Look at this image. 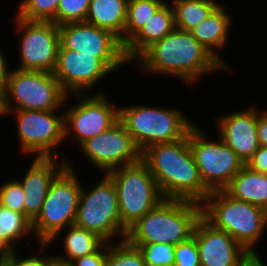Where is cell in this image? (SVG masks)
<instances>
[{
    "instance_id": "6da1fadb",
    "label": "cell",
    "mask_w": 267,
    "mask_h": 266,
    "mask_svg": "<svg viewBox=\"0 0 267 266\" xmlns=\"http://www.w3.org/2000/svg\"><path fill=\"white\" fill-rule=\"evenodd\" d=\"M133 64L134 69H139L144 77H175L191 90L200 84L205 75L228 72L191 32L177 28L149 46Z\"/></svg>"
},
{
    "instance_id": "7a4b0ae2",
    "label": "cell",
    "mask_w": 267,
    "mask_h": 266,
    "mask_svg": "<svg viewBox=\"0 0 267 266\" xmlns=\"http://www.w3.org/2000/svg\"><path fill=\"white\" fill-rule=\"evenodd\" d=\"M164 199L202 203L211 191L204 185L189 146V131L183 139L156 143L142 151Z\"/></svg>"
},
{
    "instance_id": "3957f363",
    "label": "cell",
    "mask_w": 267,
    "mask_h": 266,
    "mask_svg": "<svg viewBox=\"0 0 267 266\" xmlns=\"http://www.w3.org/2000/svg\"><path fill=\"white\" fill-rule=\"evenodd\" d=\"M201 205L208 223L228 233L251 255L259 254L257 244H263L267 231L264 208L235 199L225 190L211 191Z\"/></svg>"
},
{
    "instance_id": "277c9868",
    "label": "cell",
    "mask_w": 267,
    "mask_h": 266,
    "mask_svg": "<svg viewBox=\"0 0 267 266\" xmlns=\"http://www.w3.org/2000/svg\"><path fill=\"white\" fill-rule=\"evenodd\" d=\"M202 217L201 203L183 199H163L127 230L130 244L177 245L192 236Z\"/></svg>"
},
{
    "instance_id": "5b68a950",
    "label": "cell",
    "mask_w": 267,
    "mask_h": 266,
    "mask_svg": "<svg viewBox=\"0 0 267 266\" xmlns=\"http://www.w3.org/2000/svg\"><path fill=\"white\" fill-rule=\"evenodd\" d=\"M119 121L141 151L156 143L183 139L197 122L190 120L182 108L139 104L119 106Z\"/></svg>"
},
{
    "instance_id": "8992f818",
    "label": "cell",
    "mask_w": 267,
    "mask_h": 266,
    "mask_svg": "<svg viewBox=\"0 0 267 266\" xmlns=\"http://www.w3.org/2000/svg\"><path fill=\"white\" fill-rule=\"evenodd\" d=\"M74 162L67 166L51 182L42 210L32 222V232L37 243H48L60 230L74 224L82 181Z\"/></svg>"
},
{
    "instance_id": "52a82bcc",
    "label": "cell",
    "mask_w": 267,
    "mask_h": 266,
    "mask_svg": "<svg viewBox=\"0 0 267 266\" xmlns=\"http://www.w3.org/2000/svg\"><path fill=\"white\" fill-rule=\"evenodd\" d=\"M101 178L91 189L82 183L74 224L106 243L120 241L125 239L128 229L121 223L117 190L107 174L103 173Z\"/></svg>"
},
{
    "instance_id": "ba28073f",
    "label": "cell",
    "mask_w": 267,
    "mask_h": 266,
    "mask_svg": "<svg viewBox=\"0 0 267 266\" xmlns=\"http://www.w3.org/2000/svg\"><path fill=\"white\" fill-rule=\"evenodd\" d=\"M104 92L106 93V91L97 88L94 94L66 96L63 105L65 142L70 141L78 148L87 139L107 131L119 121V106L115 104V101H110L109 95ZM72 96L74 98L70 99ZM74 99L76 100L74 101L75 105L69 106V100Z\"/></svg>"
},
{
    "instance_id": "9c48e42d",
    "label": "cell",
    "mask_w": 267,
    "mask_h": 266,
    "mask_svg": "<svg viewBox=\"0 0 267 266\" xmlns=\"http://www.w3.org/2000/svg\"><path fill=\"white\" fill-rule=\"evenodd\" d=\"M4 110H64L67 94L53 73L12 68L3 90ZM62 108V109H61Z\"/></svg>"
},
{
    "instance_id": "30bf717a",
    "label": "cell",
    "mask_w": 267,
    "mask_h": 266,
    "mask_svg": "<svg viewBox=\"0 0 267 266\" xmlns=\"http://www.w3.org/2000/svg\"><path fill=\"white\" fill-rule=\"evenodd\" d=\"M6 115L15 117L17 147L24 157L60 158L58 149L65 142L64 110H8Z\"/></svg>"
},
{
    "instance_id": "8fae6325",
    "label": "cell",
    "mask_w": 267,
    "mask_h": 266,
    "mask_svg": "<svg viewBox=\"0 0 267 266\" xmlns=\"http://www.w3.org/2000/svg\"><path fill=\"white\" fill-rule=\"evenodd\" d=\"M106 174L115 184L121 223L127 229L164 199L156 180L142 160Z\"/></svg>"
},
{
    "instance_id": "7c38bea8",
    "label": "cell",
    "mask_w": 267,
    "mask_h": 266,
    "mask_svg": "<svg viewBox=\"0 0 267 266\" xmlns=\"http://www.w3.org/2000/svg\"><path fill=\"white\" fill-rule=\"evenodd\" d=\"M201 127L195 123L189 130L194 161L210 191L224 190L245 164L218 135L213 140Z\"/></svg>"
},
{
    "instance_id": "4fadbf2b",
    "label": "cell",
    "mask_w": 267,
    "mask_h": 266,
    "mask_svg": "<svg viewBox=\"0 0 267 266\" xmlns=\"http://www.w3.org/2000/svg\"><path fill=\"white\" fill-rule=\"evenodd\" d=\"M12 17L18 35L15 48L19 52L18 64H14V68L53 73L60 47L58 25L49 21L26 20L16 15Z\"/></svg>"
},
{
    "instance_id": "5bb4252c",
    "label": "cell",
    "mask_w": 267,
    "mask_h": 266,
    "mask_svg": "<svg viewBox=\"0 0 267 266\" xmlns=\"http://www.w3.org/2000/svg\"><path fill=\"white\" fill-rule=\"evenodd\" d=\"M59 50H74L99 58L113 73L131 63L124 53L120 39L108 30L87 22H73L58 26ZM127 65V66H126Z\"/></svg>"
},
{
    "instance_id": "9a60e30c",
    "label": "cell",
    "mask_w": 267,
    "mask_h": 266,
    "mask_svg": "<svg viewBox=\"0 0 267 266\" xmlns=\"http://www.w3.org/2000/svg\"><path fill=\"white\" fill-rule=\"evenodd\" d=\"M82 158L89 160L101 174L142 160V151L124 125L118 121L107 131L87 139L79 147Z\"/></svg>"
},
{
    "instance_id": "2e32d148",
    "label": "cell",
    "mask_w": 267,
    "mask_h": 266,
    "mask_svg": "<svg viewBox=\"0 0 267 266\" xmlns=\"http://www.w3.org/2000/svg\"><path fill=\"white\" fill-rule=\"evenodd\" d=\"M113 74L99 58L74 50H58L53 72L67 95L94 94L95 86Z\"/></svg>"
},
{
    "instance_id": "e0dca14e",
    "label": "cell",
    "mask_w": 267,
    "mask_h": 266,
    "mask_svg": "<svg viewBox=\"0 0 267 266\" xmlns=\"http://www.w3.org/2000/svg\"><path fill=\"white\" fill-rule=\"evenodd\" d=\"M201 266H241L250 256L232 236L201 217L193 230Z\"/></svg>"
},
{
    "instance_id": "ac0fdd59",
    "label": "cell",
    "mask_w": 267,
    "mask_h": 266,
    "mask_svg": "<svg viewBox=\"0 0 267 266\" xmlns=\"http://www.w3.org/2000/svg\"><path fill=\"white\" fill-rule=\"evenodd\" d=\"M62 157H33L26 172L20 173L17 181L24 192V215L31 222L40 214L51 182L67 166L68 157Z\"/></svg>"
},
{
    "instance_id": "d6986e66",
    "label": "cell",
    "mask_w": 267,
    "mask_h": 266,
    "mask_svg": "<svg viewBox=\"0 0 267 266\" xmlns=\"http://www.w3.org/2000/svg\"><path fill=\"white\" fill-rule=\"evenodd\" d=\"M257 106L249 105L238 111L221 114L215 117L216 134L232 148L244 162L259 148L257 136Z\"/></svg>"
},
{
    "instance_id": "ffe728a7",
    "label": "cell",
    "mask_w": 267,
    "mask_h": 266,
    "mask_svg": "<svg viewBox=\"0 0 267 266\" xmlns=\"http://www.w3.org/2000/svg\"><path fill=\"white\" fill-rule=\"evenodd\" d=\"M222 2L207 18L200 22L192 31L193 37L206 48L229 72L233 69L230 63L221 55V50L227 48L230 29L234 22L228 12L226 3ZM231 14V15H230ZM227 44V45H226ZM232 69V70H230Z\"/></svg>"
},
{
    "instance_id": "44dd1931",
    "label": "cell",
    "mask_w": 267,
    "mask_h": 266,
    "mask_svg": "<svg viewBox=\"0 0 267 266\" xmlns=\"http://www.w3.org/2000/svg\"><path fill=\"white\" fill-rule=\"evenodd\" d=\"M174 11L165 1L143 27L124 45L127 60L133 62L154 42L163 39L175 29Z\"/></svg>"
},
{
    "instance_id": "7402d4cb",
    "label": "cell",
    "mask_w": 267,
    "mask_h": 266,
    "mask_svg": "<svg viewBox=\"0 0 267 266\" xmlns=\"http://www.w3.org/2000/svg\"><path fill=\"white\" fill-rule=\"evenodd\" d=\"M57 242H62L60 245L62 244L61 247L64 251L59 254L58 249V251H56L57 254L54 253V255L69 263L77 258L96 252L105 243V241L95 233L79 227L76 224L69 225L65 230H60L48 241V244L52 246Z\"/></svg>"
},
{
    "instance_id": "603a6c76",
    "label": "cell",
    "mask_w": 267,
    "mask_h": 266,
    "mask_svg": "<svg viewBox=\"0 0 267 266\" xmlns=\"http://www.w3.org/2000/svg\"><path fill=\"white\" fill-rule=\"evenodd\" d=\"M128 0H91L86 21L117 36L124 45Z\"/></svg>"
},
{
    "instance_id": "cb8c5ba5",
    "label": "cell",
    "mask_w": 267,
    "mask_h": 266,
    "mask_svg": "<svg viewBox=\"0 0 267 266\" xmlns=\"http://www.w3.org/2000/svg\"><path fill=\"white\" fill-rule=\"evenodd\" d=\"M231 197L267 211V174L243 166L224 189Z\"/></svg>"
},
{
    "instance_id": "d4e9b609",
    "label": "cell",
    "mask_w": 267,
    "mask_h": 266,
    "mask_svg": "<svg viewBox=\"0 0 267 266\" xmlns=\"http://www.w3.org/2000/svg\"><path fill=\"white\" fill-rule=\"evenodd\" d=\"M221 3L218 0H172L170 4L174 11L175 27L191 32Z\"/></svg>"
},
{
    "instance_id": "484cf974",
    "label": "cell",
    "mask_w": 267,
    "mask_h": 266,
    "mask_svg": "<svg viewBox=\"0 0 267 266\" xmlns=\"http://www.w3.org/2000/svg\"><path fill=\"white\" fill-rule=\"evenodd\" d=\"M0 237L12 249H20L22 240L35 239L32 222L24 214L0 204Z\"/></svg>"
},
{
    "instance_id": "4316f807",
    "label": "cell",
    "mask_w": 267,
    "mask_h": 266,
    "mask_svg": "<svg viewBox=\"0 0 267 266\" xmlns=\"http://www.w3.org/2000/svg\"><path fill=\"white\" fill-rule=\"evenodd\" d=\"M165 0H128L124 45L147 23Z\"/></svg>"
},
{
    "instance_id": "83f0119b",
    "label": "cell",
    "mask_w": 267,
    "mask_h": 266,
    "mask_svg": "<svg viewBox=\"0 0 267 266\" xmlns=\"http://www.w3.org/2000/svg\"><path fill=\"white\" fill-rule=\"evenodd\" d=\"M104 266H146L141 250L126 239L108 243Z\"/></svg>"
},
{
    "instance_id": "f1b7e54d",
    "label": "cell",
    "mask_w": 267,
    "mask_h": 266,
    "mask_svg": "<svg viewBox=\"0 0 267 266\" xmlns=\"http://www.w3.org/2000/svg\"><path fill=\"white\" fill-rule=\"evenodd\" d=\"M60 0H20L16 16L32 21H49L56 24Z\"/></svg>"
},
{
    "instance_id": "f546056e",
    "label": "cell",
    "mask_w": 267,
    "mask_h": 266,
    "mask_svg": "<svg viewBox=\"0 0 267 266\" xmlns=\"http://www.w3.org/2000/svg\"><path fill=\"white\" fill-rule=\"evenodd\" d=\"M132 245L141 250L146 266H174L175 245L161 243Z\"/></svg>"
},
{
    "instance_id": "4dcf8cb0",
    "label": "cell",
    "mask_w": 267,
    "mask_h": 266,
    "mask_svg": "<svg viewBox=\"0 0 267 266\" xmlns=\"http://www.w3.org/2000/svg\"><path fill=\"white\" fill-rule=\"evenodd\" d=\"M91 0H60L56 14V25L85 22Z\"/></svg>"
},
{
    "instance_id": "1f68e13d",
    "label": "cell",
    "mask_w": 267,
    "mask_h": 266,
    "mask_svg": "<svg viewBox=\"0 0 267 266\" xmlns=\"http://www.w3.org/2000/svg\"><path fill=\"white\" fill-rule=\"evenodd\" d=\"M36 246H38L36 247V251L35 249L31 248L32 249L30 251L31 253L27 252V255L23 257L21 256L22 254L18 252L20 251V249H13L9 257L5 260V263L8 266H46L47 252L48 249L51 250L52 247L48 243H40V242L37 243Z\"/></svg>"
},
{
    "instance_id": "d6a6232c",
    "label": "cell",
    "mask_w": 267,
    "mask_h": 266,
    "mask_svg": "<svg viewBox=\"0 0 267 266\" xmlns=\"http://www.w3.org/2000/svg\"><path fill=\"white\" fill-rule=\"evenodd\" d=\"M0 204L15 212L24 214V192L17 178L0 184Z\"/></svg>"
},
{
    "instance_id": "836d02e7",
    "label": "cell",
    "mask_w": 267,
    "mask_h": 266,
    "mask_svg": "<svg viewBox=\"0 0 267 266\" xmlns=\"http://www.w3.org/2000/svg\"><path fill=\"white\" fill-rule=\"evenodd\" d=\"M174 266H201L199 250L193 235L175 245Z\"/></svg>"
},
{
    "instance_id": "e575fe53",
    "label": "cell",
    "mask_w": 267,
    "mask_h": 266,
    "mask_svg": "<svg viewBox=\"0 0 267 266\" xmlns=\"http://www.w3.org/2000/svg\"><path fill=\"white\" fill-rule=\"evenodd\" d=\"M108 252V243H104L96 252L77 258L71 266H104Z\"/></svg>"
},
{
    "instance_id": "d590c367",
    "label": "cell",
    "mask_w": 267,
    "mask_h": 266,
    "mask_svg": "<svg viewBox=\"0 0 267 266\" xmlns=\"http://www.w3.org/2000/svg\"><path fill=\"white\" fill-rule=\"evenodd\" d=\"M249 169L267 174V146H259L245 163Z\"/></svg>"
},
{
    "instance_id": "8d00e7d4",
    "label": "cell",
    "mask_w": 267,
    "mask_h": 266,
    "mask_svg": "<svg viewBox=\"0 0 267 266\" xmlns=\"http://www.w3.org/2000/svg\"><path fill=\"white\" fill-rule=\"evenodd\" d=\"M257 107V136L260 146H267V109Z\"/></svg>"
},
{
    "instance_id": "74e56055",
    "label": "cell",
    "mask_w": 267,
    "mask_h": 266,
    "mask_svg": "<svg viewBox=\"0 0 267 266\" xmlns=\"http://www.w3.org/2000/svg\"><path fill=\"white\" fill-rule=\"evenodd\" d=\"M1 45L2 43L0 41V88L4 90L6 88V85L8 83V79H9V76L12 70V67H10L9 65L11 63L9 62H12V61H11V58H10V61L7 60L8 54L4 53L6 51H3L5 49H2L3 47ZM5 54H7V57Z\"/></svg>"
},
{
    "instance_id": "f35d334b",
    "label": "cell",
    "mask_w": 267,
    "mask_h": 266,
    "mask_svg": "<svg viewBox=\"0 0 267 266\" xmlns=\"http://www.w3.org/2000/svg\"><path fill=\"white\" fill-rule=\"evenodd\" d=\"M262 257L261 253L251 255L241 266H265V257Z\"/></svg>"
},
{
    "instance_id": "ab89813d",
    "label": "cell",
    "mask_w": 267,
    "mask_h": 266,
    "mask_svg": "<svg viewBox=\"0 0 267 266\" xmlns=\"http://www.w3.org/2000/svg\"><path fill=\"white\" fill-rule=\"evenodd\" d=\"M48 250L46 266H71L69 262L59 259Z\"/></svg>"
},
{
    "instance_id": "60d3db41",
    "label": "cell",
    "mask_w": 267,
    "mask_h": 266,
    "mask_svg": "<svg viewBox=\"0 0 267 266\" xmlns=\"http://www.w3.org/2000/svg\"><path fill=\"white\" fill-rule=\"evenodd\" d=\"M13 249L0 237V263L5 262Z\"/></svg>"
},
{
    "instance_id": "b9f144b4",
    "label": "cell",
    "mask_w": 267,
    "mask_h": 266,
    "mask_svg": "<svg viewBox=\"0 0 267 266\" xmlns=\"http://www.w3.org/2000/svg\"><path fill=\"white\" fill-rule=\"evenodd\" d=\"M1 116L6 118V112L4 110V96H3V90L0 88V119Z\"/></svg>"
},
{
    "instance_id": "7bdbcfd3",
    "label": "cell",
    "mask_w": 267,
    "mask_h": 266,
    "mask_svg": "<svg viewBox=\"0 0 267 266\" xmlns=\"http://www.w3.org/2000/svg\"><path fill=\"white\" fill-rule=\"evenodd\" d=\"M0 266H8L5 262L0 263Z\"/></svg>"
}]
</instances>
